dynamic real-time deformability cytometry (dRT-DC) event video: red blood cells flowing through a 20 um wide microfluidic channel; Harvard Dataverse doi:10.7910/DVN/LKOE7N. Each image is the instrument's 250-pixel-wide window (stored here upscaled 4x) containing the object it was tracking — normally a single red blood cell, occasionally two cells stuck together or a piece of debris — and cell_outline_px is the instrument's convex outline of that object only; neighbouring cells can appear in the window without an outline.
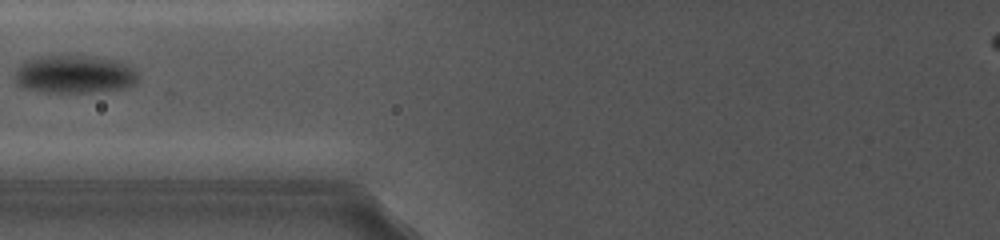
{"species": "common noctule bat (a hibernating species)", "species_latin": "Nyctalus noctula", "temperature_condition": "cold", "stored_images_in_passage": 15, "camera_frame_rate_fps": 5000, "um_per_image_px": 0.085, "animal": {"sex": "female", "body_mass_g": 19.0, "forearm_length_mm": 56.7}, "frame": {"image": 1, "passage_image": 3, "time_ms": 1.4, "image_size_px": [1000, 240], "cell_outline_px": [[136, 84], [124, 88], [92, 92], [44, 92], [20, 88], [12, 80], [12, 76], [16, 68], [24, 60], [40, 56], [88, 56], [116, 60], [128, 64], [136, 72]], "centroid_in_image_um": [6.23, 6.32], "position_along_channel_um": 119.6, "area_um2": 27.69}}
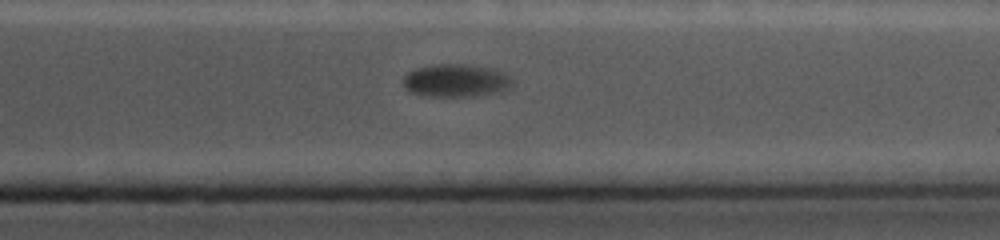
{"frame": {"image": 2, "passage_image": 13, "time_ms": 8.2, "image_size_px": [1000, 240], "cell_outline_px": [[512, 84], [508, 88], [500, 92], [476, 96], [432, 96], [408, 92], [404, 88], [404, 76], [408, 72], [416, 68], [436, 64], [464, 64], [496, 68], [504, 72], [512, 80]], "centroid_in_image_um": [38.77, 6.84], "position_along_channel_um": 372.6, "area_um2": 21.04}}
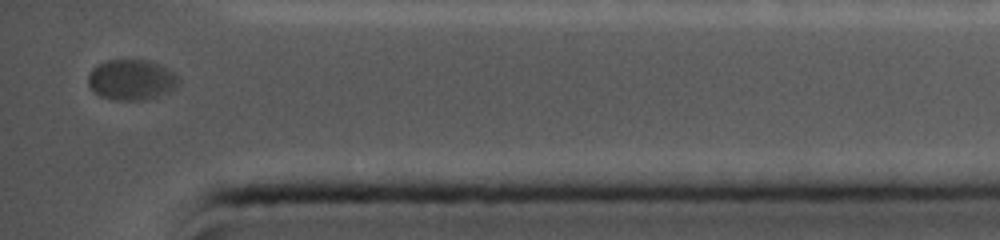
{"frame": {"image": 3, "passage_image": 15, "time_ms": 9.6, "image_size_px": [1000, 240], "cell_outline_px": [[180, 84], [176, 88], [168, 92], [156, 96], [140, 100], [116, 100], [100, 96], [88, 84], [88, 76], [92, 68], [108, 60], [148, 60], [160, 64], [176, 72], [180, 76]], "centroid_in_image_um": [11.24, 6.77], "position_along_channel_um": 424.0, "area_um2": 21.44}}